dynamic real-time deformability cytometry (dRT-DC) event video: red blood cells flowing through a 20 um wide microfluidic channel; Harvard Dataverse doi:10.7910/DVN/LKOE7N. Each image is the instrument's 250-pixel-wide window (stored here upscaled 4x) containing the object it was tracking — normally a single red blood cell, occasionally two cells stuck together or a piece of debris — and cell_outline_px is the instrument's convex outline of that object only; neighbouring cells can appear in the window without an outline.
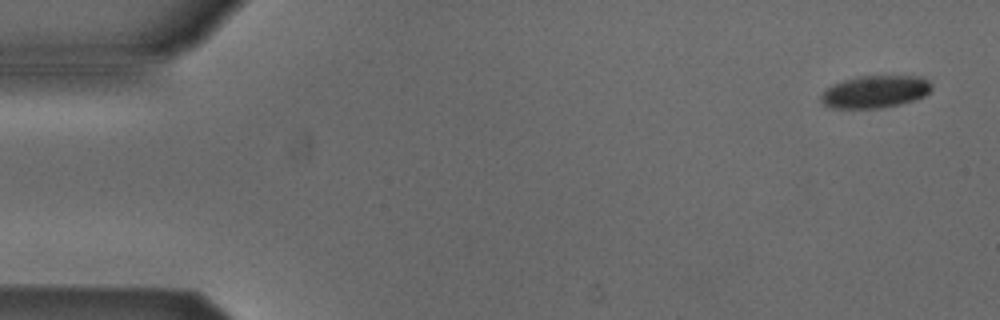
{"species": "Egyptian fruit bat (a non-hibernating species)", "species_latin": "Rousettus aegyptiacus", "temperature_condition": "cold", "stored_images_in_passage": 6, "camera_frame_rate_fps": 3000, "um_per_image_px": 0.085, "animal": {"sex": "male"}, "frame": {"image": 1, "passage_image": 1, "time_ms": 0.0, "image_size_px": [1000, 320], "cell_outline_px": [[932, 88], [924, 96], [900, 104], [880, 108], [828, 108], [820, 100], [820, 96], [832, 84], [856, 76], [920, 76], [928, 80], [932, 84]], "centroid_in_image_um": [74.37, 7.79], "position_along_channel_um": 10.6, "area_um2": 20.87}}
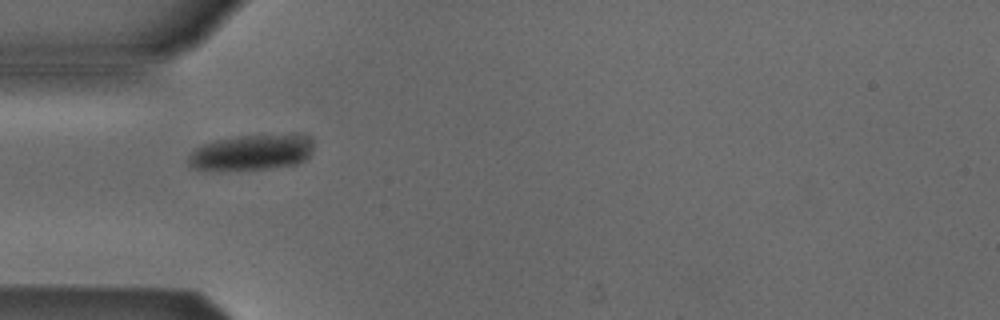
{"frame": {"image": 2, "passage_image": 4, "time_ms": 4.667, "image_size_px": [1000, 320], "cell_outline_px": [[312, 148], [308, 156], [296, 164], [268, 168], [216, 172], [192, 168], [188, 164], [188, 156], [196, 148], [204, 144], [216, 140], [240, 136], [304, 136], [312, 144]], "centroid_in_image_um": [21.24, 13.02], "position_along_channel_um": 63.8, "area_um2": 25.55}}
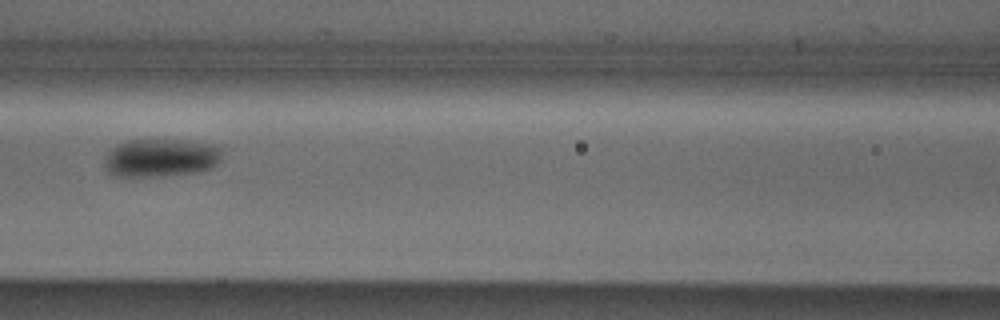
{"frame": {"image": 3, "passage_image": 6, "time_ms": 7.0, "image_size_px": [1000, 320], "cell_outline_px": [[220, 160], [212, 168], [200, 172], [160, 176], [116, 176], [108, 172], [104, 160], [104, 156], [116, 144], [128, 140], [192, 140], [212, 144], [220, 148]], "centroid_in_image_um": [13.67, 13.41], "position_along_channel_um": 152.9, "area_um2": 26.3}}